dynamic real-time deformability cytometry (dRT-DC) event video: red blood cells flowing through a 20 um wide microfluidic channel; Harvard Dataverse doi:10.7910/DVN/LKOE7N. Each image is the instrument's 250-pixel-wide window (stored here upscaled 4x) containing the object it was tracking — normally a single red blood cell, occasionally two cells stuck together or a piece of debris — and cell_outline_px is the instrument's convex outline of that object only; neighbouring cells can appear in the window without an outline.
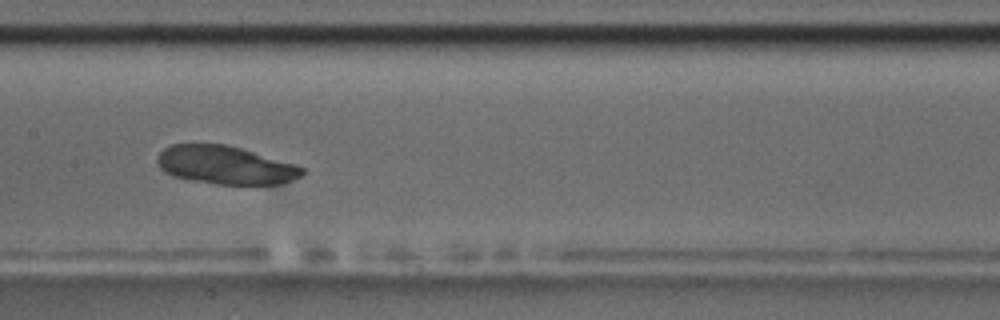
{"species": "common noctule bat (a hibernating species)", "species_latin": "Nyctalus noctula", "temperature_condition": "room temperature", "stored_images_in_passage": 8, "camera_frame_rate_fps": 3000, "um_per_image_px": 0.085, "animal": {"sex": "male", "body_mass_g": 17.5, "forearm_length_mm": 52.3}, "frame": {"image": 1, "passage_image": 6, "time_ms": 5.667, "image_size_px": [1000, 320], "cell_outline_px": [[304, 172], [300, 176], [280, 184], [216, 184], [192, 180], [172, 176], [164, 172], [160, 168], [156, 160], [156, 156], [164, 148], [172, 144], [224, 144], [240, 148], [292, 164], [304, 168]], "centroid_in_image_um": [19.07, 14.03], "position_along_channel_um": 188.3, "area_um2": 31.91}}